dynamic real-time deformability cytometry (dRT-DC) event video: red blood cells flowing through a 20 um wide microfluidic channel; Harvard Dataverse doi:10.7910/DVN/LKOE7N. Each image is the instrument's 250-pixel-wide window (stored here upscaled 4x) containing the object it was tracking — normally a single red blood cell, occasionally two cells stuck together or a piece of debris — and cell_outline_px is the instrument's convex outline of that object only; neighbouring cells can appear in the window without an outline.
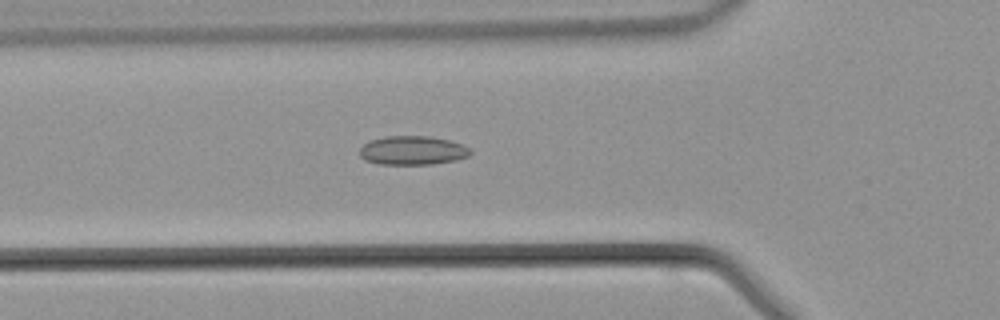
{"species": "common noctule bat (a hibernating species)", "species_latin": "Nyctalus noctula", "temperature_condition": "warm", "stored_images_in_passage": 27, "camera_frame_rate_fps": 3000, "um_per_image_px": 0.085, "animal": {"sex": "male", "body_mass_g": 21.5, "forearm_length_mm": 52.0}, "frame": {"image": 1, "passage_image": 2, "time_ms": 0.333, "image_size_px": [1000, 320], "cell_outline_px": [[472, 152], [468, 156], [456, 160], [432, 164], [380, 164], [364, 160], [360, 156], [360, 148], [364, 144], [372, 140], [384, 136], [428, 136], [448, 140], [460, 144], [468, 148]], "centroid_in_image_um": [35.04, 12.79], "position_along_channel_um": 90.8, "area_um2": 18.5}}
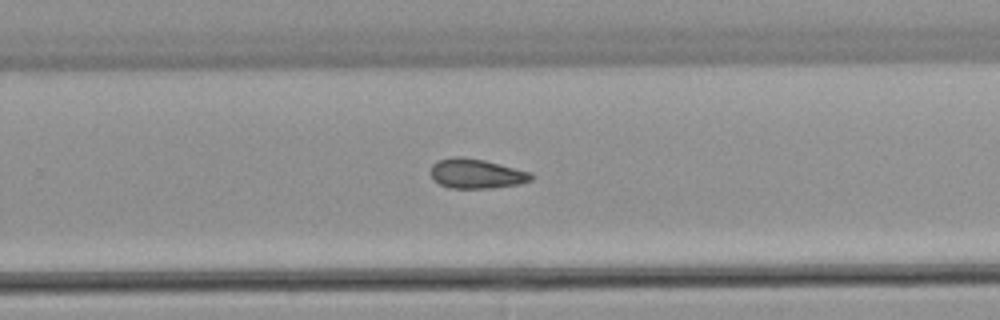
{"frame": {"image": 2, "passage_image": 15, "time_ms": 4.667, "image_size_px": [1000, 320], "cell_outline_px": [[536, 176], [532, 180], [520, 184], [492, 188], [448, 188], [432, 180], [428, 172], [432, 164], [436, 160], [456, 156], [460, 156], [484, 160], [532, 172]], "centroid_in_image_um": [40.47, 14.76], "position_along_channel_um": 289.3, "area_um2": 17.8}}
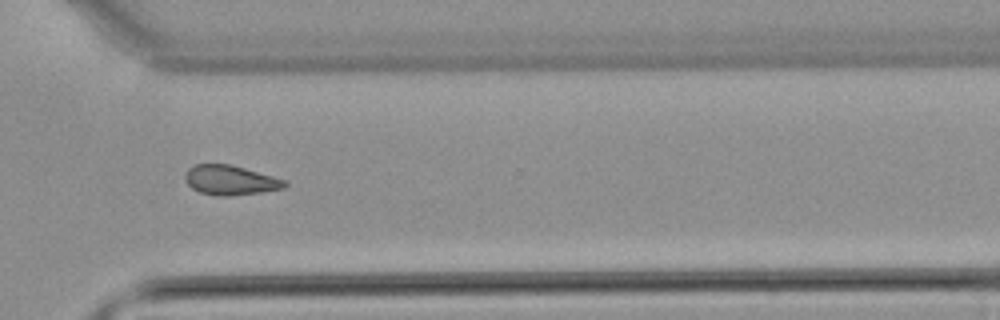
{"frame": {"image": 3, "passage_image": 19, "time_ms": 6.0, "image_size_px": [1000, 320], "cell_outline_px": [[288, 184], [284, 188], [260, 192], [228, 196], [216, 196], [200, 192], [192, 188], [184, 180], [184, 172], [188, 168], [196, 164], [228, 164], [244, 168], [288, 180]], "centroid_in_image_um": [19.56, 15.31], "position_along_channel_um": 351.0, "area_um2": 17.28}}